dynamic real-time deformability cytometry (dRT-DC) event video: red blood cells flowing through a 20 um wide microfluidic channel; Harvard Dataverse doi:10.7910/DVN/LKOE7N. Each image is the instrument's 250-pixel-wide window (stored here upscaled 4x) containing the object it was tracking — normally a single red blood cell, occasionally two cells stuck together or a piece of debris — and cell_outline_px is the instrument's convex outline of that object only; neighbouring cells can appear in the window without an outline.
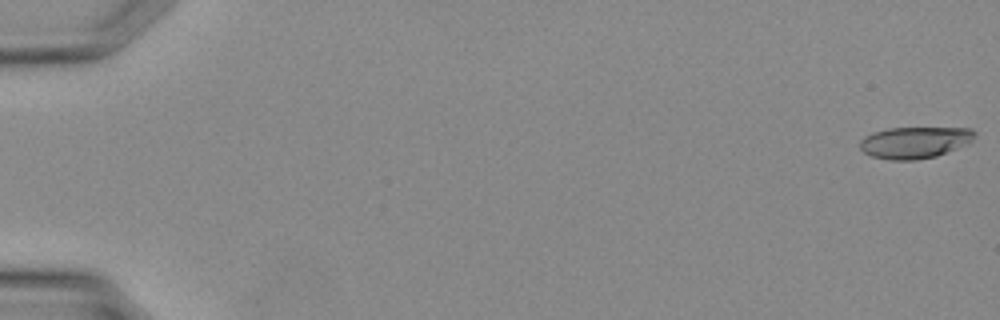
{"species": "Egyptian fruit bat (a non-hibernating species)", "species_latin": "Rousettus aegyptiacus", "temperature_condition": "warm", "stored_images_in_passage": 30, "camera_frame_rate_fps": 3000, "um_per_image_px": 0.085, "animal": {"sex": "female"}, "frame": {"image": 1, "passage_image": 1, "time_ms": 0.0, "image_size_px": [1000, 320], "cell_outline_px": [[976, 136], [968, 144], [936, 156], [916, 160], [888, 160], [872, 156], [864, 152], [860, 148], [860, 140], [864, 136], [872, 132], [888, 128], [972, 128], [976, 132]], "centroid_in_image_um": [77.75, 12.1], "position_along_channel_um": 7.2, "area_um2": 21.27}}